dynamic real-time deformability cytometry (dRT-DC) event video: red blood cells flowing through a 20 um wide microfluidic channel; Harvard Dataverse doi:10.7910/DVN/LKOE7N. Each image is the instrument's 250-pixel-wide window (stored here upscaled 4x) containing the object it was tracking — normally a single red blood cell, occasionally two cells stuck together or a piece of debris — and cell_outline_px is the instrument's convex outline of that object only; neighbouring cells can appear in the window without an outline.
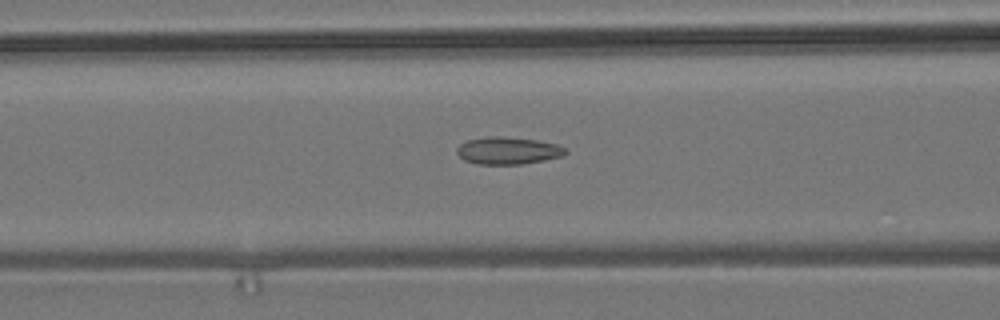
{"species": "common noctule bat (a hibernating species)", "species_latin": "Nyctalus noctula", "temperature_condition": "room temperature", "stored_images_in_passage": 54, "camera_frame_rate_fps": 3000, "um_per_image_px": 0.085, "animal": {"sex": "male", "body_mass_g": 19.2, "forearm_length_mm": 51.8}, "frame": {"image": 1, "passage_image": 22, "time_ms": 7.0, "image_size_px": [1000, 320], "cell_outline_px": [[568, 152], [564, 156], [524, 164], [476, 164], [464, 160], [456, 152], [456, 148], [460, 144], [468, 140], [488, 136], [500, 136], [536, 140], [556, 144], [564, 148]], "centroid_in_image_um": [43.17, 12.81], "position_along_channel_um": 123.4, "area_um2": 17.28}}
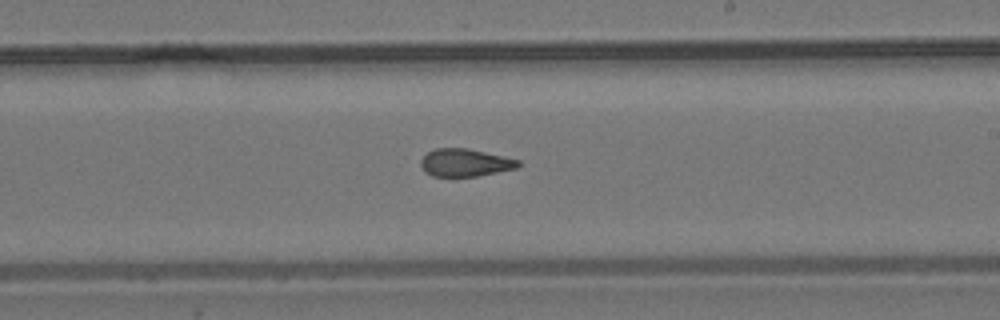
{"frame": {"image": 2, "passage_image": 32, "time_ms": 10.333, "image_size_px": [1000, 320], "cell_outline_px": [[520, 164], [516, 168], [476, 176], [432, 176], [424, 172], [420, 164], [420, 160], [428, 152], [436, 148], [468, 148], [520, 160]], "centroid_in_image_um": [39.5, 13.82], "position_along_channel_um": 249.5, "area_um2": 15.61}}
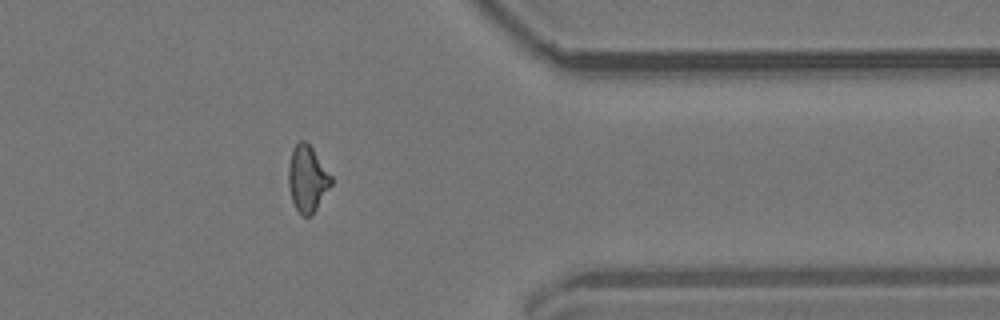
{"frame": {"image": 3, "passage_image": 44, "time_ms": 14.333, "image_size_px": [1000, 320], "cell_outline_px": [[332, 184], [312, 216], [300, 216], [292, 200], [288, 184], [288, 164], [292, 148], [300, 140], [304, 140], [312, 148], [332, 176]], "centroid_in_image_um": [26.11, 15.21], "position_along_channel_um": 385.3, "area_um2": 16.59}, "authors_computed_cell_mechanics": {"area_um2": 16.7331, "velocity_mm_per_s": 3.7898, "shape_relaxation_time_tau1_ms": null, "shape_relaxation_time_tau2_ms": 2.4207, "deformation_change_tau1": null, "deformation_change_tau2": 0.097}}